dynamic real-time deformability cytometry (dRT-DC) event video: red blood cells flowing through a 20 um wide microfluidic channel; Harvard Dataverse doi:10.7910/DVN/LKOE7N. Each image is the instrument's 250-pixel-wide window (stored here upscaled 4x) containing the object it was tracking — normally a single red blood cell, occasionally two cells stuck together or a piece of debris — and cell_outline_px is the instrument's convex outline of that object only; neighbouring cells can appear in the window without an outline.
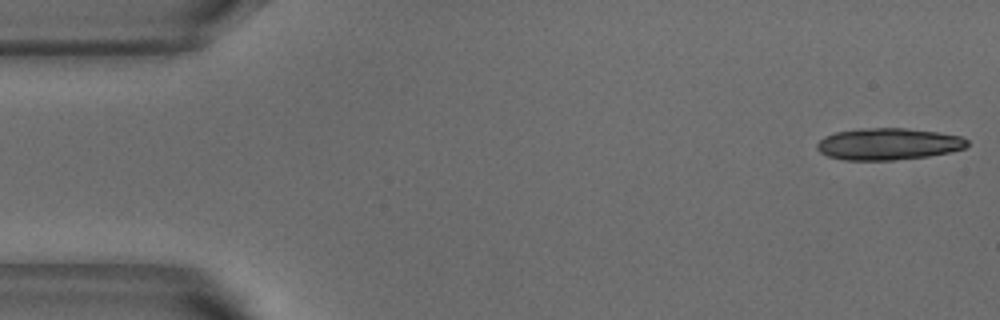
{"species": "common noctule bat (a hibernating species)", "species_latin": "Nyctalus noctula", "temperature_condition": "warm", "stored_images_in_passage": 15, "camera_frame_rate_fps": 3000, "um_per_image_px": 0.085, "animal": {"sex": "male", "body_mass_g": 18.8}, "frame": {"image": 1, "passage_image": 1, "time_ms": 0.0, "image_size_px": [1000, 320], "cell_outline_px": [[968, 144], [964, 148], [948, 152], [928, 156], [892, 160], [844, 160], [828, 156], [820, 152], [816, 148], [816, 144], [824, 136], [836, 132], [860, 128], [904, 128], [936, 132], [960, 136], [968, 140]], "centroid_in_image_um": [75.46, 12.24], "position_along_channel_um": 9.5, "area_um2": 27.69}}
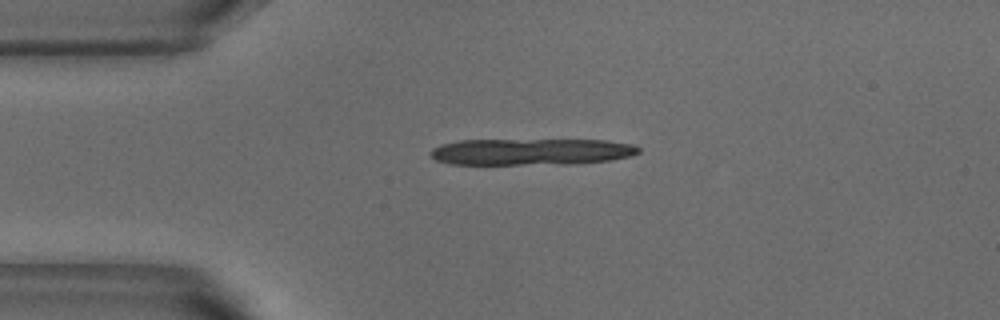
{"frame": {"image": 2, "passage_image": 11, "time_ms": 3.333, "image_size_px": [1000, 320], "cell_outline_px": [[640, 152], [632, 156], [608, 160], [572, 164], [448, 164], [436, 160], [428, 152], [432, 148], [440, 144], [460, 140], [604, 140], [636, 144], [640, 148]], "centroid_in_image_um": [45.16, 12.89], "position_along_channel_um": 39.8, "area_um2": 32.43}}